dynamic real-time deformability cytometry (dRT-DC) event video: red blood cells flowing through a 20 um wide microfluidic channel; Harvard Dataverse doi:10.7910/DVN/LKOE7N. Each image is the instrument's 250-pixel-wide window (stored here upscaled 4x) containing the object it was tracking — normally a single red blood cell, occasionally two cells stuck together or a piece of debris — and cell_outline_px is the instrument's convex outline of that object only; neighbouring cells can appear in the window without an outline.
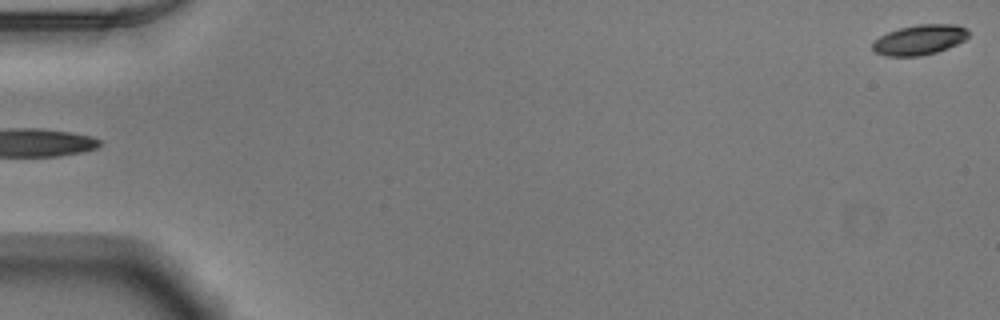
{"species": "Egyptian fruit bat (a non-hibernating species)", "species_latin": "Rousettus aegyptiacus", "temperature_condition": "warm", "stored_images_in_passage": 11, "camera_frame_rate_fps": 3000, "um_per_image_px": 0.085, "animal": {"sex": "male"}, "frame": {"image": 1, "passage_image": 1, "time_ms": 0.0, "image_size_px": [1000, 320], "cell_outline_px": [[968, 36], [964, 40], [948, 48], [936, 52], [920, 56], [884, 56], [872, 52], [872, 44], [880, 36], [888, 32], [900, 28], [916, 24], [956, 24], [964, 28], [968, 32]], "centroid_in_image_um": [78.12, 3.39], "position_along_channel_um": 6.9, "area_um2": 16.82}}